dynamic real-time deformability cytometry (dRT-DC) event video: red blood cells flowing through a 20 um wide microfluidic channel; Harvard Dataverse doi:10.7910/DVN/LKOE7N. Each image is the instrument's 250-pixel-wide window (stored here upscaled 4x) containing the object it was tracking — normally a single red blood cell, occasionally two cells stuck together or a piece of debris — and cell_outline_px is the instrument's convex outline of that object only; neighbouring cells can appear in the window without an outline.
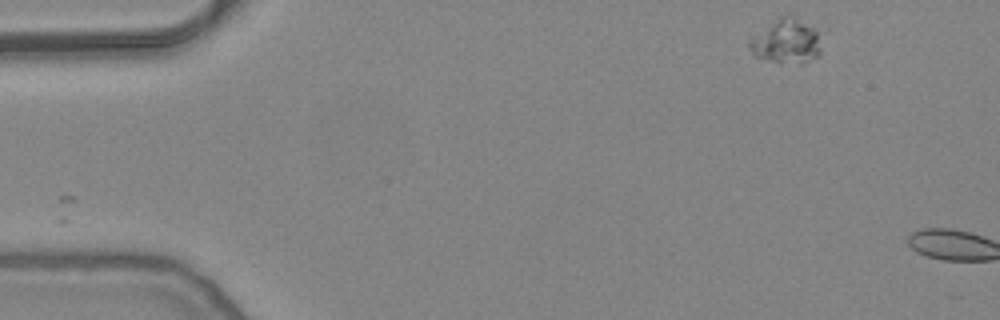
{"species": "common noctule bat (a hibernating species)", "species_latin": "Nyctalus noctula", "temperature_condition": "warm", "stored_images_in_passage": 2, "camera_frame_rate_fps": 3000, "um_per_image_px": 0.085, "animal": {"sex": "female", "body_mass_g": 24.6, "forearm_length_mm": 56.2}, "frame": {"image": 1, "passage_image": 1, "time_ms": 0.0, "image_size_px": [1000, 320], "cell_outline_px": [[828, 28], [820, 52], [816, 56], [804, 64], [800, 64], [772, 60], [756, 56], [748, 48], [748, 40], [752, 36], [784, 12], [788, 12]], "centroid_in_image_um": [67.04, 3.38], "position_along_channel_um": 18.0, "area_um2": 20.4}}